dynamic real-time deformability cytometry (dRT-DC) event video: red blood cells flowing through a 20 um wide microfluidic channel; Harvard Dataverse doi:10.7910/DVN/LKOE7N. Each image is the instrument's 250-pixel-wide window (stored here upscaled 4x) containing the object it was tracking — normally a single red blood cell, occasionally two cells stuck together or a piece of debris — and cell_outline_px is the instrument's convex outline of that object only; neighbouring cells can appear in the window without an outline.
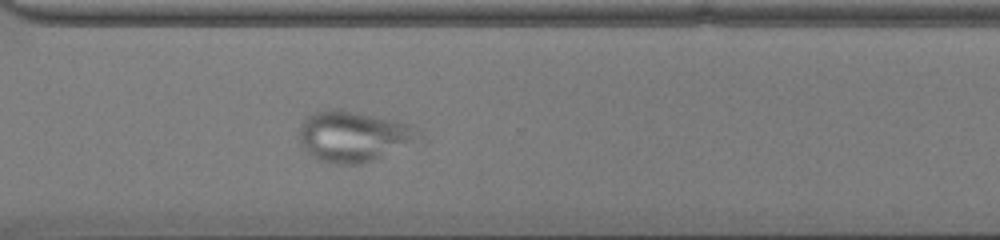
{"species": "common noctule bat (a hibernating species)", "species_latin": "Nyctalus noctula", "temperature_condition": "cold", "stored_images_in_passage": 52, "camera_frame_rate_fps": 3000, "um_per_image_px": 0.085, "animal": {"sex": "male", "body_mass_g": 13.0, "forearm_length_mm": 53.1}, "frame": {"image": 1, "passage_image": 39, "time_ms": 12.667, "image_size_px": [1000, 240], "cell_outline_px": [[424, 140], [372, 160], [360, 164], [328, 164], [316, 160], [304, 148], [300, 140], [300, 128], [304, 116], [312, 112], [336, 108], [400, 120], [412, 124], [424, 136]], "centroid_in_image_um": [30.1, 11.58], "position_along_channel_um": 340.5, "area_um2": 36.13}}